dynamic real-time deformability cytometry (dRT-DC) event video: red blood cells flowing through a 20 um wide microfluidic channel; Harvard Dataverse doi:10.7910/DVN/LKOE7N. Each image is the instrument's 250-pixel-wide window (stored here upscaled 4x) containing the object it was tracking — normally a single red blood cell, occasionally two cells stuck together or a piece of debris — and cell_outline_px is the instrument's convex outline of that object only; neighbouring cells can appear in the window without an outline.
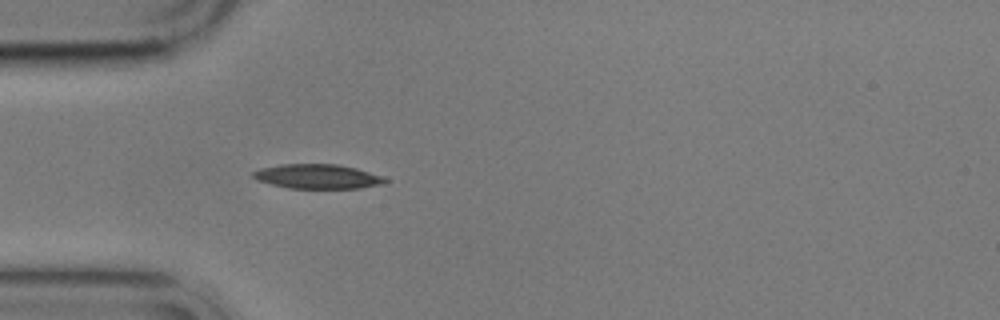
{"species": "common noctule bat (a hibernating species)", "species_latin": "Nyctalus noctula", "temperature_condition": "cold", "stored_images_in_passage": 1, "camera_frame_rate_fps": 3000, "um_per_image_px": 0.085, "animal": {"sex": "male", "body_mass_g": 17.9}, "frame": {"image": 1, "passage_image": 1, "time_ms": 0.0, "image_size_px": [1000, 320], "cell_outline_px": [[388, 180], [384, 184], [360, 188], [288, 188], [256, 180], [252, 176], [252, 172], [260, 168], [280, 164], [336, 164], [356, 168], [384, 176]], "centroid_in_image_um": [27.0, 15.0], "position_along_channel_um": 58.0, "area_um2": 18.9}}